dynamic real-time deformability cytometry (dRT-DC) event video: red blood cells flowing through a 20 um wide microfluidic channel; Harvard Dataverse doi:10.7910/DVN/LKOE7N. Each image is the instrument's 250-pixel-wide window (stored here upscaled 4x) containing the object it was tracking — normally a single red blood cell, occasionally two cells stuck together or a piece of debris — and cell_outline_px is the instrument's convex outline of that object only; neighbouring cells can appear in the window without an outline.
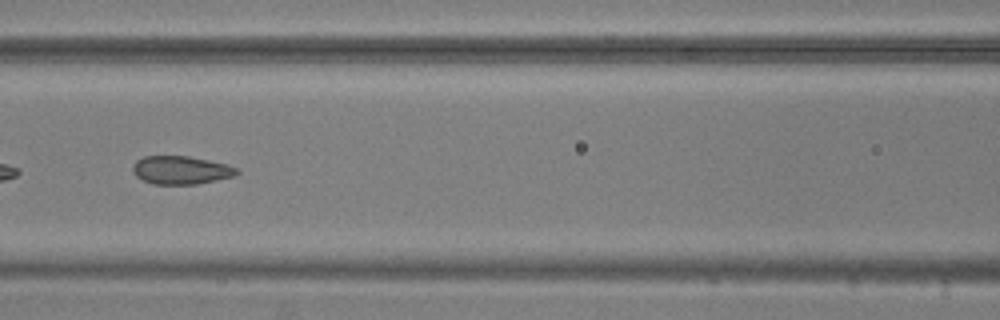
{"species": "common noctule bat (a hibernating species)", "species_latin": "Nyctalus noctula", "temperature_condition": "warm", "stored_images_in_passage": 52, "camera_frame_rate_fps": 3000, "um_per_image_px": 0.085, "animal": {"sex": "male", "body_mass_g": 20.5, "forearm_length_mm": 52.5}, "frame": {"image": 1, "passage_image": 23, "time_ms": 7.333, "image_size_px": [1000, 320], "cell_outline_px": [[240, 172], [236, 176], [196, 184], [152, 184], [136, 176], [132, 172], [132, 164], [136, 160], [144, 156], [188, 156], [228, 164], [236, 168]], "centroid_in_image_um": [15.37, 14.45], "position_along_channel_um": 151.2, "area_um2": 17.22}, "authors_computed_cell_mechanics": {"area_um2": 18.6116, "velocity_mm_per_s": 3.7142, "shape_relaxation_time_tau1_ms": null, "shape_relaxation_time_tau2_ms": 1.1489, "deformation_change_tau1": null, "deformation_change_tau2": 0.0685}}